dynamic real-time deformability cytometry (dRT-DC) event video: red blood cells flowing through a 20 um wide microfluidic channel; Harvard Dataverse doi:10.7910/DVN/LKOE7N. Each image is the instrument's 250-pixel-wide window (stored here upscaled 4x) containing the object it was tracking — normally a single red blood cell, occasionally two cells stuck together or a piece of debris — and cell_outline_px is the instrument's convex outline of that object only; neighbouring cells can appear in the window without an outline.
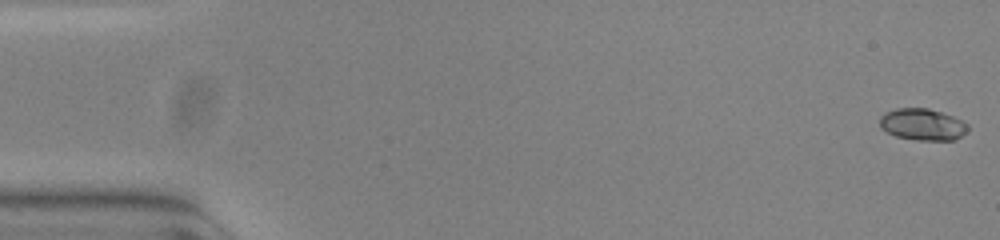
{"species": "common noctule bat (a hibernating species)", "species_latin": "Nyctalus noctula", "temperature_condition": "warm", "stored_images_in_passage": 54, "camera_frame_rate_fps": 3000, "um_per_image_px": 0.085, "animal": {"sex": "female", "body_mass_g": 23.0, "forearm_length_mm": 53.4}, "frame": {"image": 1, "passage_image": 1, "time_ms": 0.0, "image_size_px": [1000, 240], "cell_outline_px": [[968, 128], [960, 136], [952, 140], [916, 140], [896, 136], [880, 128], [880, 116], [884, 112], [896, 108], [928, 108], [952, 116], [968, 124]], "centroid_in_image_um": [78.36, 10.57], "position_along_channel_um": 6.6, "area_um2": 16.13}}
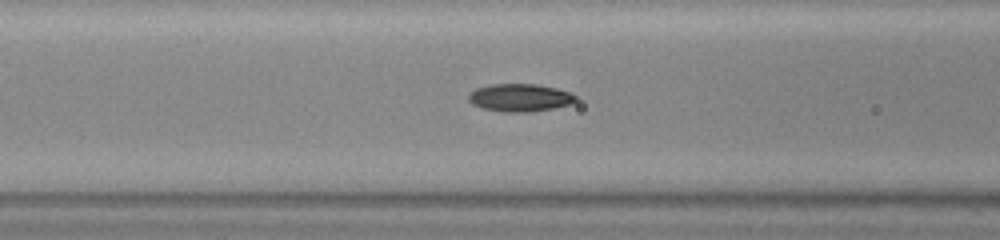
{"frame": {"image": 2, "passage_image": 22, "time_ms": 7.0, "image_size_px": [1000, 240], "cell_outline_px": [[576, 100], [572, 104], [552, 108], [528, 112], [504, 112], [484, 108], [472, 104], [468, 100], [468, 96], [476, 88], [492, 84], [536, 84], [556, 88], [568, 92], [576, 96]], "centroid_in_image_um": [44.19, 8.3], "position_along_channel_um": 122.4, "area_um2": 17.17}}
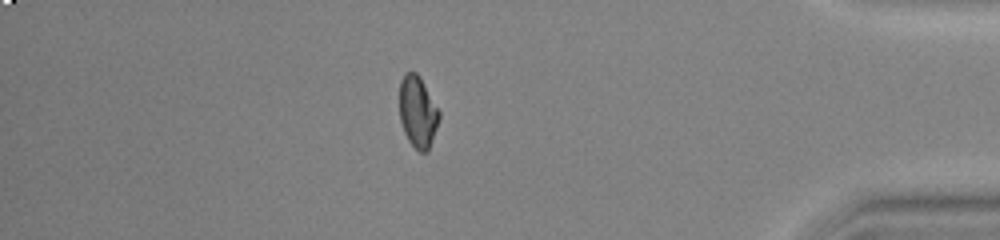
{"frame": {"image": 3, "passage_image": 47, "time_ms": 15.333, "image_size_px": [1000, 240], "cell_outline_px": [[440, 116], [428, 152], [420, 152], [408, 140], [404, 132], [400, 120], [400, 80], [404, 72], [416, 72], [420, 76], [440, 112]], "centroid_in_image_um": [35.5, 9.49], "position_along_channel_um": 399.7, "area_um2": 16.47}, "authors_computed_cell_mechanics": {"area_um2": 16.3285, "velocity_mm_per_s": 3.8143, "shape_relaxation_time_tau1_ms": 6.186, "shape_relaxation_time_tau2_ms": 2.4055, "deformation_change_tau1": 0.1791, "deformation_change_tau2": 0.0637}}